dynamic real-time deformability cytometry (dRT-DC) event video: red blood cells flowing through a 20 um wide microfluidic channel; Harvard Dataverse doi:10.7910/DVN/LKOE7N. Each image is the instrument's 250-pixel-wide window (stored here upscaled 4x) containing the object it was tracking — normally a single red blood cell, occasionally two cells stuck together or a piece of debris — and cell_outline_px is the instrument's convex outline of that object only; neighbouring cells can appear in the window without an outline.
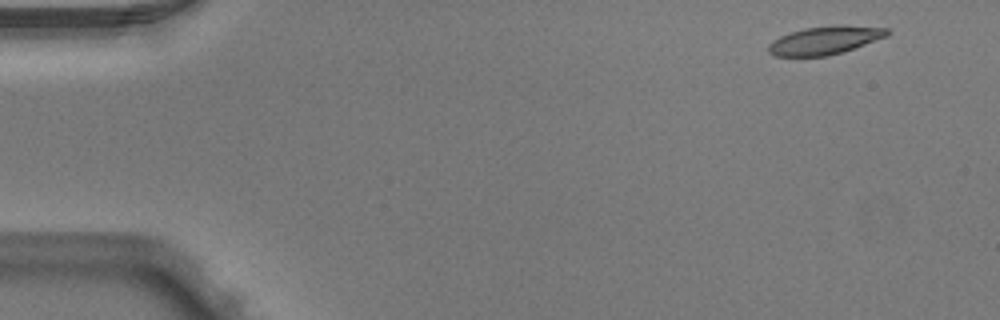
{"species": "Egyptian fruit bat (a non-hibernating species)", "species_latin": "Rousettus aegyptiacus", "temperature_condition": "warm", "stored_images_in_passage": 4, "camera_frame_rate_fps": 3000, "um_per_image_px": 0.085, "animal": {"sex": "male"}, "frame": {"image": 1, "passage_image": 1, "time_ms": 0.0, "image_size_px": [1000, 320], "cell_outline_px": [[888, 36], [828, 56], [776, 56], [768, 52], [768, 44], [772, 40], [780, 36], [804, 28], [888, 28]], "centroid_in_image_um": [69.98, 3.49], "position_along_channel_um": 15.0, "area_um2": 18.15}}
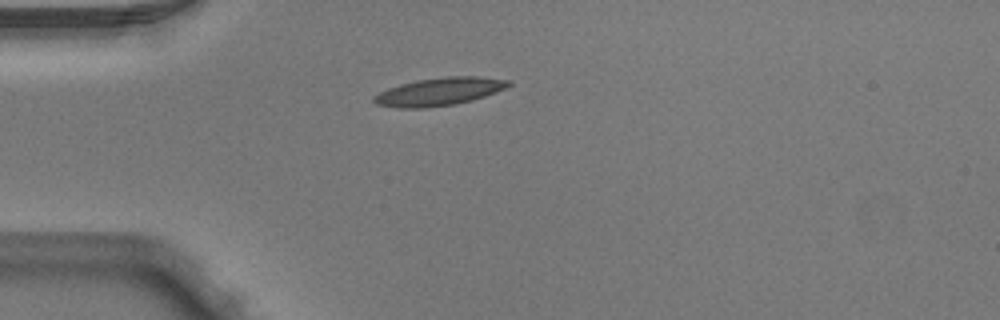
{"frame": {"image": 2, "passage_image": 3, "time_ms": 0.667, "image_size_px": [1000, 320], "cell_outline_px": [[512, 84], [496, 92], [472, 100], [456, 104], [424, 108], [396, 108], [376, 104], [372, 100], [372, 96], [388, 88], [400, 84], [416, 80], [444, 76], [476, 76], [512, 80]], "centroid_in_image_um": [37.32, 7.78], "position_along_channel_um": 47.7, "area_um2": 22.02}}